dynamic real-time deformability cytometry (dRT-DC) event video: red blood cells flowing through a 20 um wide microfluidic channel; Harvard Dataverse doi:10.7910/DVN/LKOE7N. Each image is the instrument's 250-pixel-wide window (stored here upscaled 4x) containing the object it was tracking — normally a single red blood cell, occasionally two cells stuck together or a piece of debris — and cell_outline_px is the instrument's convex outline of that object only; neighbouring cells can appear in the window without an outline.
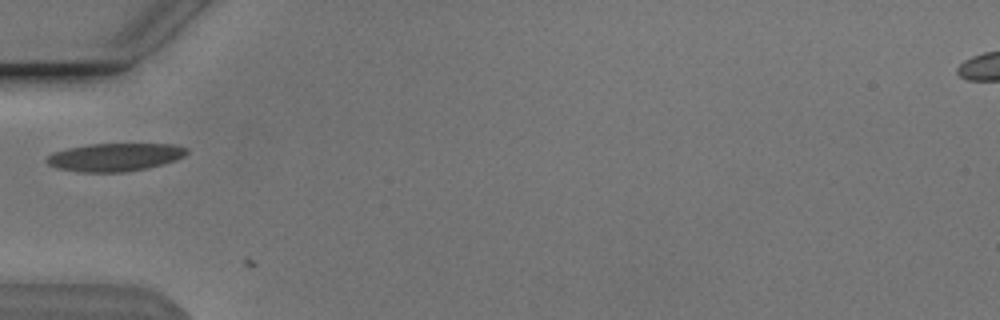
{"species": "Egyptian fruit bat (a non-hibernating species)", "species_latin": "Rousettus aegyptiacus", "temperature_condition": "cold", "stored_images_in_passage": 6, "camera_frame_rate_fps": 3000, "um_per_image_px": 0.085, "animal": {"sex": "male"}, "frame": {"image": 1, "passage_image": 1, "time_ms": 0.0, "image_size_px": [1000, 320], "cell_outline_px": [[188, 152], [184, 156], [176, 160], [144, 168], [124, 172], [80, 172], [56, 168], [48, 164], [44, 160], [52, 152], [68, 148], [88, 144], [176, 144], [188, 148]], "centroid_in_image_um": [9.74, 13.35], "position_along_channel_um": 75.3, "area_um2": 22.83}}
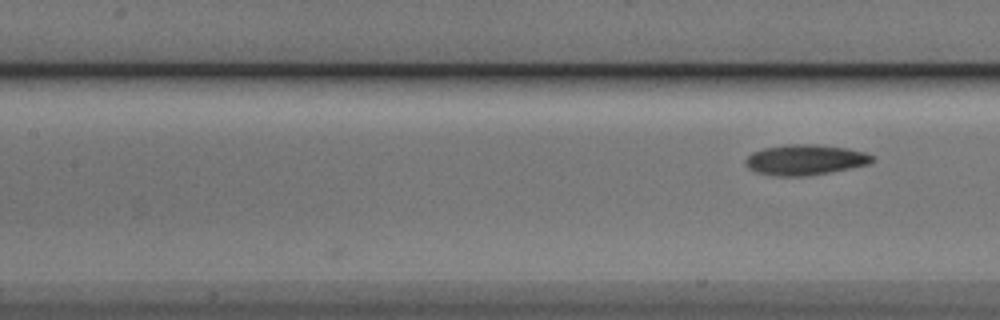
{"frame": {"image": 2, "passage_image": 6, "time_ms": 1.667, "image_size_px": [1000, 320], "cell_outline_px": [[872, 160], [868, 164], [828, 172], [804, 176], [772, 176], [756, 172], [748, 168], [744, 160], [752, 152], [764, 148], [788, 144], [816, 144], [848, 148], [864, 152], [872, 156]], "centroid_in_image_um": [68.38, 13.58], "position_along_channel_um": 139.0, "area_um2": 22.31}}